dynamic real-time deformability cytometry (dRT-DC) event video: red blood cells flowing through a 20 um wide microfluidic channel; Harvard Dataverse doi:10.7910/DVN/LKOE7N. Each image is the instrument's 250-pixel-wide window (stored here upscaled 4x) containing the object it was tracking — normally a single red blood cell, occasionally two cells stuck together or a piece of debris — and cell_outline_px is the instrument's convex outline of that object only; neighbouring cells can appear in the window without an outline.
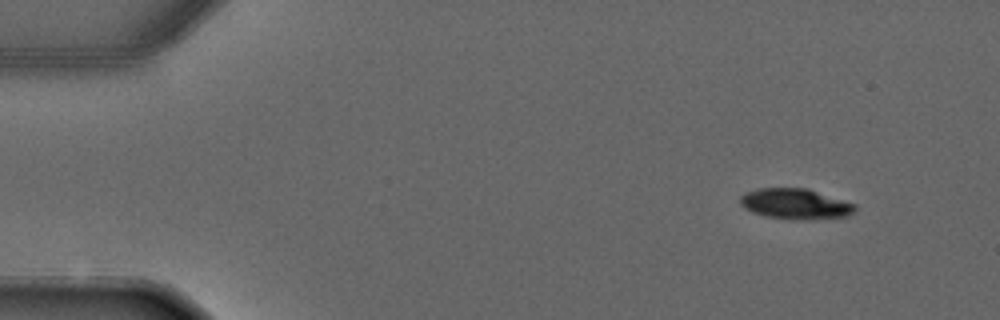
{"species": "common noctule bat (a hibernating species)", "species_latin": "Nyctalus noctula", "temperature_condition": "warm", "stored_images_in_passage": 2, "camera_frame_rate_fps": 3000, "um_per_image_px": 0.085, "animal": {"sex": "male", "forearm_length_mm": 52.5}, "frame": {"image": 1, "passage_image": 2, "time_ms": 2.0, "image_size_px": [1000, 320], "cell_outline_px": [[856, 208], [848, 216], [816, 220], [796, 220], [764, 216], [752, 212], [744, 208], [740, 204], [740, 196], [744, 192], [756, 188], [808, 188], [856, 204]], "centroid_in_image_um": [67.59, 17.33], "position_along_channel_um": 17.4, "area_um2": 20.81}}